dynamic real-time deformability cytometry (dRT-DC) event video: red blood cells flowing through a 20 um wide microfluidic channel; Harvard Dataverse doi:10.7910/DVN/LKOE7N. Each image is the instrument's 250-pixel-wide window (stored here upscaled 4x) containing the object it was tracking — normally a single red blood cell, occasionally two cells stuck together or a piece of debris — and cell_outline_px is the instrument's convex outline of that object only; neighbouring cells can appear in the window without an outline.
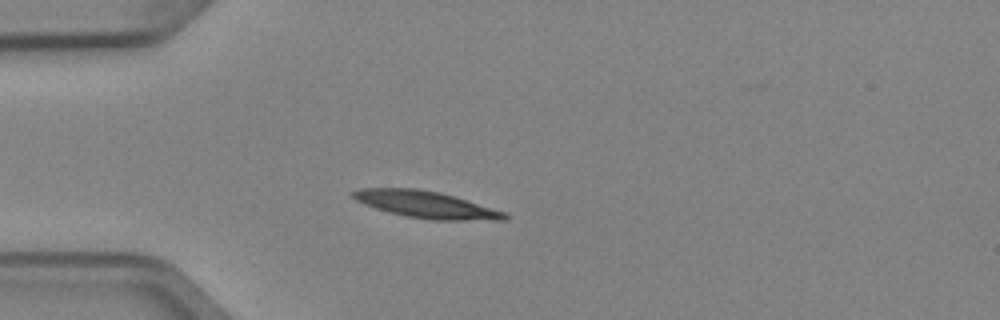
{"species": "Egyptian fruit bat (a non-hibernating species)", "species_latin": "Rousettus aegyptiacus", "temperature_condition": "cold", "stored_images_in_passage": 4, "camera_frame_rate_fps": 3000, "um_per_image_px": 0.085, "animal": {"sex": "female"}, "frame": {"image": 1, "passage_image": 4, "time_ms": 1.0, "image_size_px": [1000, 320], "cell_outline_px": [[508, 220], [432, 220], [408, 216], [376, 208], [364, 204], [356, 200], [348, 192], [360, 188], [416, 188], [440, 192], [508, 212]], "centroid_in_image_um": [36.25, 17.38], "position_along_channel_um": 48.8, "area_um2": 23.76}}